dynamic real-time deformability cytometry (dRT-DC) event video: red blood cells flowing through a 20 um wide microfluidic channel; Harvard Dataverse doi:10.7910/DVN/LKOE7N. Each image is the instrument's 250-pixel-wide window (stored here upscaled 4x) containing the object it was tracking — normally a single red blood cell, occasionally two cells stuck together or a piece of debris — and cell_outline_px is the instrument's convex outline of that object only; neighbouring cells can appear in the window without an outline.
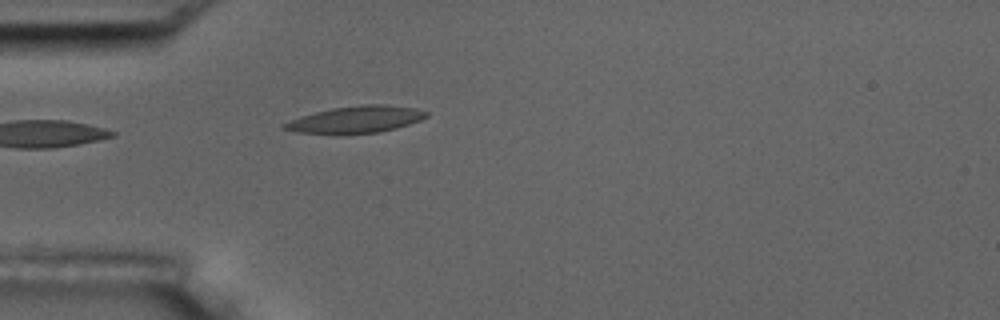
{"species": "common noctule bat (a hibernating species)", "species_latin": "Nyctalus noctula", "temperature_condition": "room temperature", "stored_images_in_passage": 1, "camera_frame_rate_fps": 3000, "um_per_image_px": 0.085, "animal": {"sex": "male", "body_mass_g": 17.5, "forearm_length_mm": 52.3}, "frame": {"image": 1, "passage_image": 1, "time_ms": 0.0, "image_size_px": [1000, 320], "cell_outline_px": [[428, 116], [420, 120], [396, 128], [380, 132], [296, 132], [280, 128], [280, 124], [300, 116], [332, 108], [364, 104], [384, 104], [416, 108], [428, 112]], "centroid_in_image_um": [30.26, 10.12], "position_along_channel_um": 54.7, "area_um2": 21.68}}